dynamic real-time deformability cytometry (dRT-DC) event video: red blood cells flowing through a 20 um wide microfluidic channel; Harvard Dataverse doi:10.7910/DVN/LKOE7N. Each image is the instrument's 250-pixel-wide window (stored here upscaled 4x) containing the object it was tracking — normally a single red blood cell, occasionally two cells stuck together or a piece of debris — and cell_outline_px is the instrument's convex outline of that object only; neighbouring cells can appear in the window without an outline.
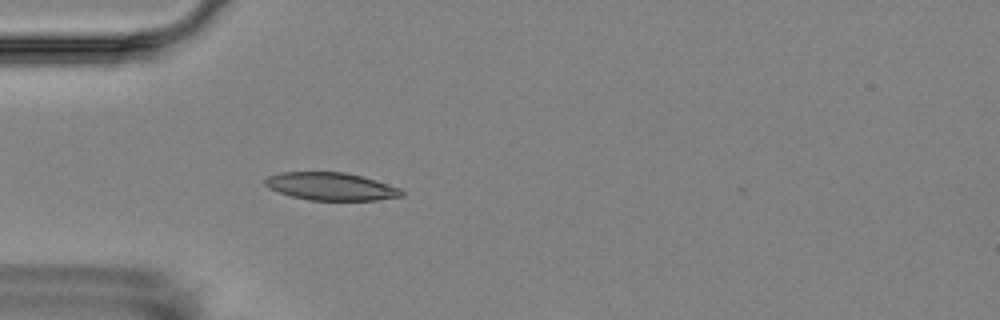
{"species": "Egyptian fruit bat (a non-hibernating species)", "species_latin": "Rousettus aegyptiacus", "temperature_condition": "room temperature", "stored_images_in_passage": 5, "camera_frame_rate_fps": 3000, "um_per_image_px": 0.085, "animal": {"sex": "female"}, "frame": {"image": 1, "passage_image": 5, "time_ms": 5.667, "image_size_px": [1000, 320], "cell_outline_px": [[404, 196], [376, 200], [308, 200], [292, 196], [268, 188], [264, 184], [264, 180], [268, 176], [280, 172], [344, 172], [364, 176], [400, 188], [404, 192]], "centroid_in_image_um": [28.14, 15.84], "position_along_channel_um": 56.9, "area_um2": 22.14}}